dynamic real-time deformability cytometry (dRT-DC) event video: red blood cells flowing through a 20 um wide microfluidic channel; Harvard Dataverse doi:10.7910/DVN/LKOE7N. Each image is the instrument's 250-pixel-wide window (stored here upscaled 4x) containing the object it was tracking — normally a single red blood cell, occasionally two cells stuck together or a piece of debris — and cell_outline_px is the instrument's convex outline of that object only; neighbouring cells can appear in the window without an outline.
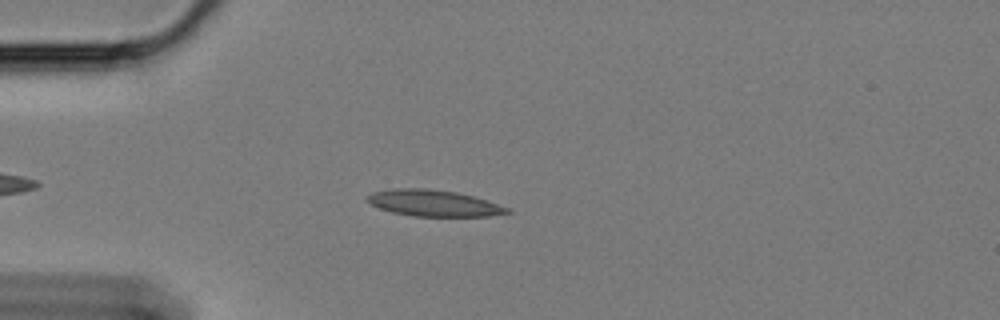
{"species": "Egyptian fruit bat (a non-hibernating species)", "species_latin": "Rousettus aegyptiacus", "temperature_condition": "cold", "stored_images_in_passage": 52, "camera_frame_rate_fps": 3000, "um_per_image_px": 0.085, "animal": {"sex": "female"}, "frame": {"image": 1, "passage_image": 9, "time_ms": 2.667, "image_size_px": [1000, 320], "cell_outline_px": [[512, 212], [488, 216], [412, 216], [392, 212], [380, 208], [372, 204], [368, 200], [368, 196], [372, 192], [396, 188], [428, 188], [456, 192], [472, 196], [508, 208]], "centroid_in_image_um": [36.84, 17.26], "position_along_channel_um": 48.2, "area_um2": 21.1}}
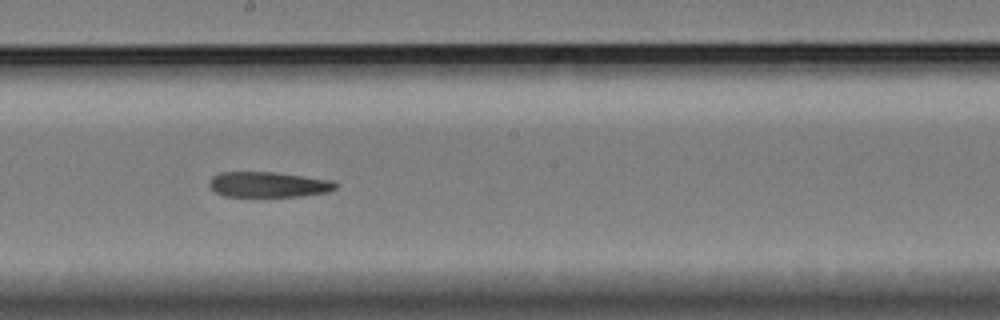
{"frame": {"image": 2, "passage_image": 26, "time_ms": 8.333, "image_size_px": [1000, 320], "cell_outline_px": [[340, 184], [336, 188], [328, 192], [304, 196], [224, 196], [216, 192], [208, 184], [208, 180], [212, 176], [220, 172], [276, 172], [332, 180]], "centroid_in_image_um": [22.83, 15.68], "position_along_channel_um": 225.4, "area_um2": 18.84}}
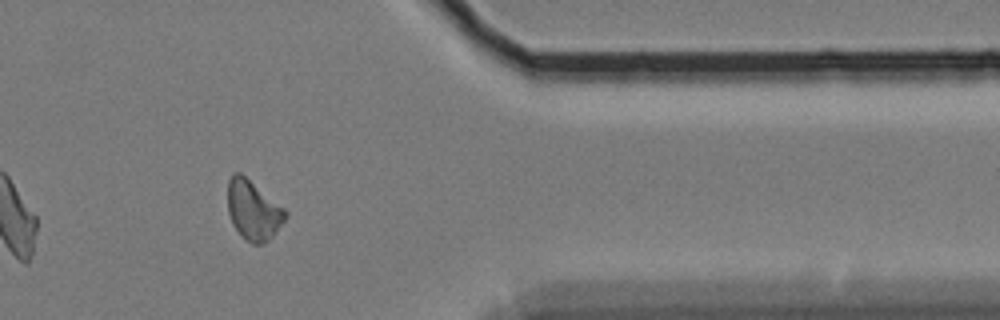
{"frame": {"image": 3, "passage_image": 42, "time_ms": 13.667, "image_size_px": [1000, 320], "cell_outline_px": [[288, 216], [272, 236], [264, 244], [252, 244], [232, 224], [228, 212], [228, 180], [232, 172], [240, 172], [284, 208], [288, 212]], "centroid_in_image_um": [21.52, 17.85], "position_along_channel_um": 389.9, "area_um2": 19.77}}